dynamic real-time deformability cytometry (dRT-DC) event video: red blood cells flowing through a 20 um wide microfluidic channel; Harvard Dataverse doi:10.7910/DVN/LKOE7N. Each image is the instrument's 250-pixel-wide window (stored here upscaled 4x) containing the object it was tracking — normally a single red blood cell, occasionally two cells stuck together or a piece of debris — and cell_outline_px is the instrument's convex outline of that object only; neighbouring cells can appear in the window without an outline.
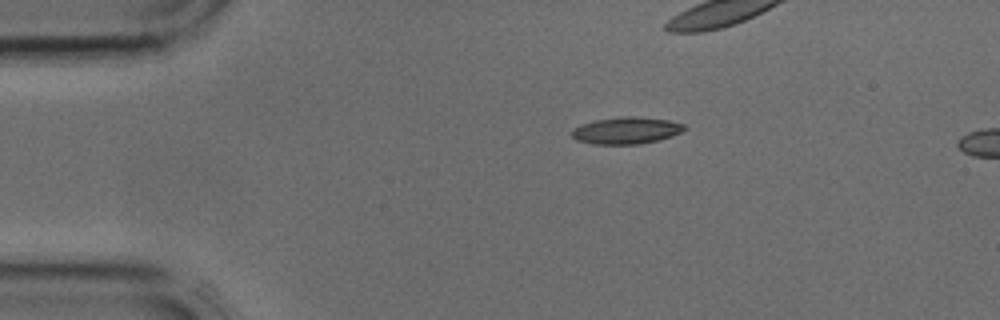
{"species": "common noctule bat (a hibernating species)", "species_latin": "Nyctalus noctula", "temperature_condition": "cold", "stored_images_in_passage": 2, "camera_frame_rate_fps": 3000, "um_per_image_px": 0.085, "animal": {"sex": "male", "body_mass_g": 17.9, "forearm_length_mm": 54.2}, "frame": {"image": 1, "passage_image": 1, "time_ms": 0.0, "image_size_px": [1000, 320], "cell_outline_px": [[684, 128], [680, 132], [672, 136], [656, 140], [636, 144], [592, 144], [576, 140], [572, 136], [572, 128], [580, 124], [596, 120], [620, 116], [636, 116], [668, 120], [684, 124]], "centroid_in_image_um": [53.18, 11.08], "position_along_channel_um": 31.8, "area_um2": 17.51}}